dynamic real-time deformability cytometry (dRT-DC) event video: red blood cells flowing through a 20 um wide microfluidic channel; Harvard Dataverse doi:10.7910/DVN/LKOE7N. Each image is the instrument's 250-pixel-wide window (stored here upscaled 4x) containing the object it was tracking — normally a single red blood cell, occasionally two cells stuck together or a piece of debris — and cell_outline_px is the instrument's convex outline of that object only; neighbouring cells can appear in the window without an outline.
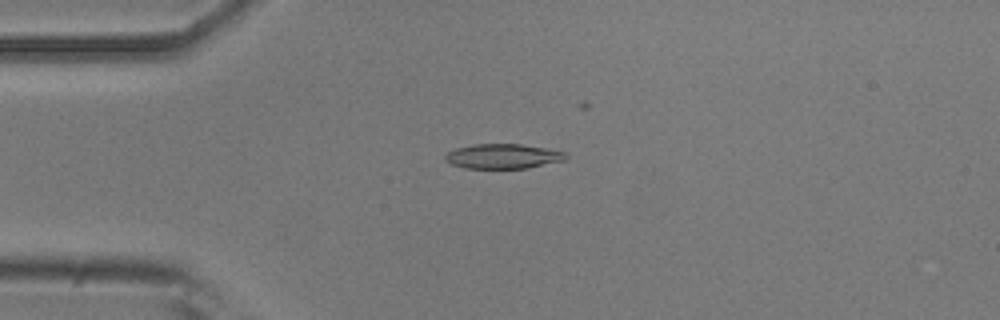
{"species": "common noctule bat (a hibernating species)", "species_latin": "Nyctalus noctula", "temperature_condition": "room temperature", "stored_images_in_passage": 32, "camera_frame_rate_fps": 3000, "um_per_image_px": 0.085, "animal": {"sex": "male", "body_mass_g": 20.5, "forearm_length_mm": 52.5}, "frame": {"image": 1, "passage_image": 13, "time_ms": 4.0, "image_size_px": [1000, 320], "cell_outline_px": [[568, 156], [564, 160], [528, 168], [464, 168], [452, 164], [444, 160], [444, 156], [448, 152], [456, 148], [472, 144], [520, 144], [544, 148], [564, 152]], "centroid_in_image_um": [42.71, 13.28], "position_along_channel_um": 42.3, "area_um2": 17.28}}
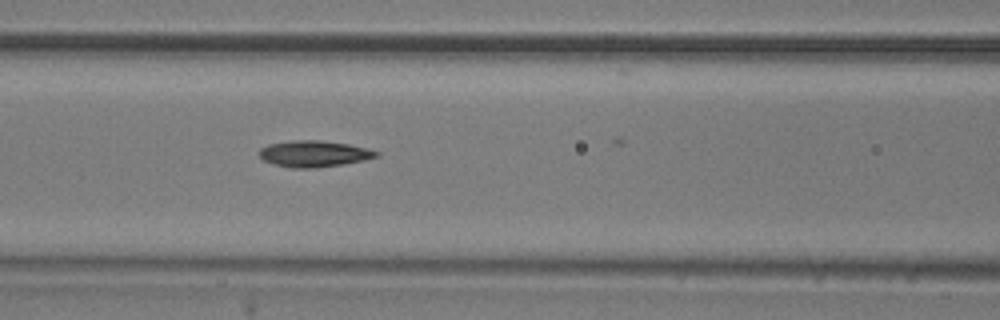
{"frame": {"image": 2, "passage_image": 22, "time_ms": 7.0, "image_size_px": [1000, 320], "cell_outline_px": [[380, 156], [364, 160], [344, 164], [316, 168], [292, 168], [276, 164], [264, 160], [260, 156], [260, 148], [268, 144], [292, 140], [320, 140], [348, 144], [380, 152]], "centroid_in_image_um": [26.7, 13.07], "position_along_channel_um": 139.9, "area_um2": 17.86}}
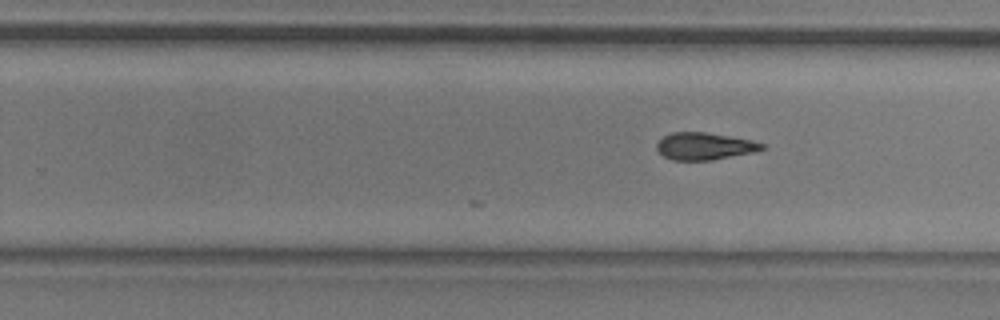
{"frame": {"image": 3, "passage_image": 32, "time_ms": 10.333, "image_size_px": [1000, 320], "cell_outline_px": [[764, 148], [752, 152], [712, 160], [672, 160], [664, 156], [656, 148], [656, 144], [664, 136], [672, 132], [704, 132], [752, 140], [764, 144]], "centroid_in_image_um": [59.85, 12.42], "position_along_channel_um": 269.9, "area_um2": 16.42}}